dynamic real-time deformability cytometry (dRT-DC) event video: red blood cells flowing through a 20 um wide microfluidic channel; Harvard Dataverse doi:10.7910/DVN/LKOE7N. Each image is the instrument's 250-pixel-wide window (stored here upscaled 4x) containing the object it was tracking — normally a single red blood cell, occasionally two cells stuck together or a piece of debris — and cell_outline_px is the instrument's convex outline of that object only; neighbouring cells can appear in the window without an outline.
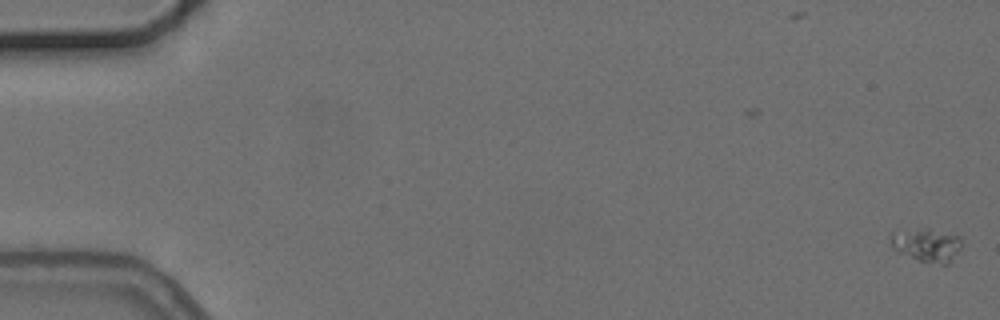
{"species": "common noctule bat (a hibernating species)", "species_latin": "Nyctalus noctula", "temperature_condition": "cold", "stored_images_in_passage": 5, "camera_frame_rate_fps": 3000, "um_per_image_px": 0.085, "animal": {"sex": "female", "body_mass_g": 24.6, "forearm_length_mm": 56.2}, "frame": {"image": 1, "passage_image": 1, "time_ms": 0.0, "image_size_px": [1000, 320], "cell_outline_px": [[960, 248], [948, 264], [940, 264], [916, 260], [892, 248], [888, 244], [892, 232], [928, 228], [960, 236]], "centroid_in_image_um": [78.73, 20.82], "position_along_channel_um": 6.3, "area_um2": 13.7}}
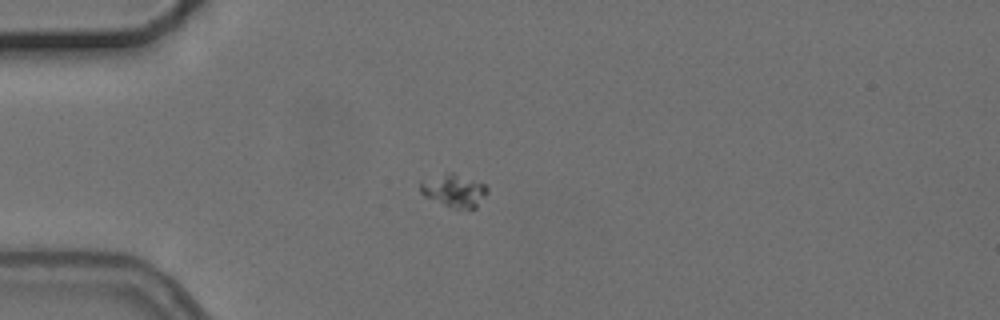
{"frame": {"image": 2, "passage_image": 5, "time_ms": 5.0, "image_size_px": [1000, 320], "cell_outline_px": [[488, 192], [476, 208], [456, 208], [444, 204], [424, 196], [420, 192], [420, 180], [444, 172], [452, 172], [484, 184], [488, 188]], "centroid_in_image_um": [38.57, 16.17], "position_along_channel_um": 46.4, "area_um2": 12.77}}